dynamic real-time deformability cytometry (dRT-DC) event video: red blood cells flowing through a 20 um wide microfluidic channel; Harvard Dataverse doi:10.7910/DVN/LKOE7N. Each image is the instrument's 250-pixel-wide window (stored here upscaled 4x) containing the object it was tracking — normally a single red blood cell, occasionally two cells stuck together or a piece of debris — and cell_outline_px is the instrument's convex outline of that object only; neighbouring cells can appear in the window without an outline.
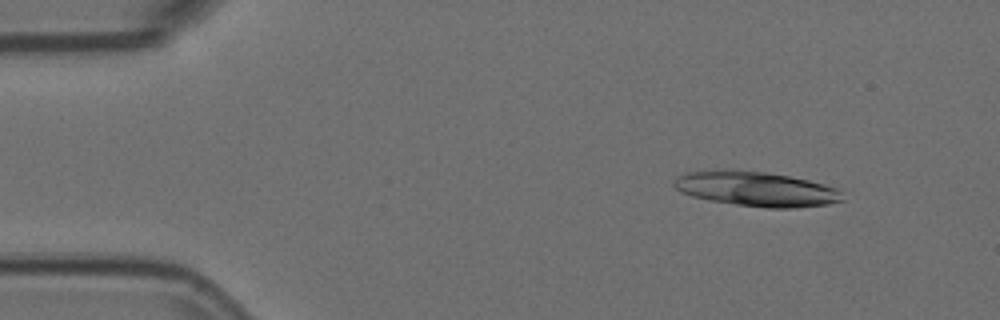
{"species": "Egyptian fruit bat (a non-hibernating species)", "species_latin": "Rousettus aegyptiacus", "temperature_condition": "room temperature", "stored_images_in_passage": 17, "camera_frame_rate_fps": 3000, "um_per_image_px": 0.085, "animal": {"sex": "female"}, "frame": {"image": 1, "passage_image": 1, "time_ms": 0.0, "image_size_px": [1000, 320], "cell_outline_px": [[844, 200], [828, 204], [792, 208], [768, 208], [736, 204], [712, 200], [692, 196], [680, 192], [672, 184], [680, 176], [688, 172], [716, 168], [720, 168], [764, 172], [788, 176], [808, 180], [824, 184], [836, 188], [840, 192]], "centroid_in_image_um": [64.25, 16.05], "position_along_channel_um": 20.7, "area_um2": 33.99}}
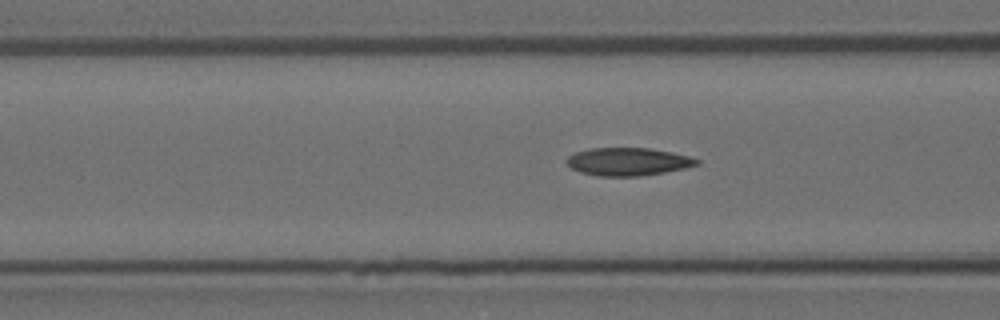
{"frame": {"image": 2, "passage_image": 17, "time_ms": 5.333, "image_size_px": [1000, 320], "cell_outline_px": [[700, 164], [684, 168], [664, 172], [640, 176], [596, 176], [580, 172], [572, 168], [564, 160], [568, 156], [576, 152], [588, 148], [648, 148], [672, 152], [688, 156], [700, 160]], "centroid_in_image_um": [53.36, 13.74], "position_along_channel_um": 113.2, "area_um2": 21.15}}